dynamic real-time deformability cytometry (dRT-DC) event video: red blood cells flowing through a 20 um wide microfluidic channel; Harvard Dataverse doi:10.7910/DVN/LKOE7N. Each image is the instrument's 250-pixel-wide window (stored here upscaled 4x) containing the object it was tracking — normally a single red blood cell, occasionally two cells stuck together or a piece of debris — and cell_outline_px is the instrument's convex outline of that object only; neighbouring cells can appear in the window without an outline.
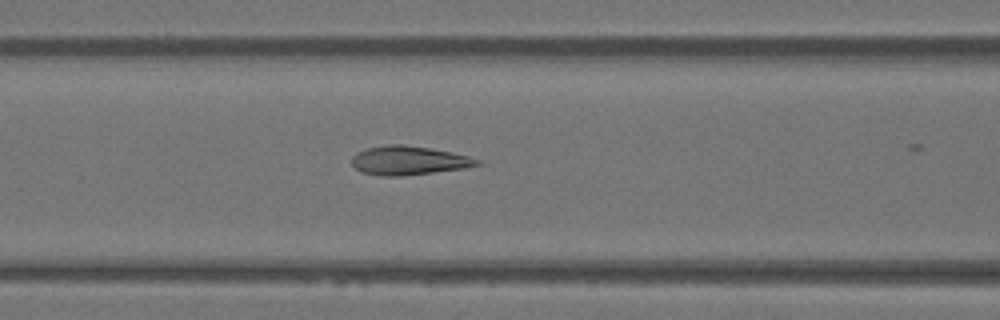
{"species": "Egyptian fruit bat (a non-hibernating species)", "species_latin": "Rousettus aegyptiacus", "temperature_condition": "warm", "stored_images_in_passage": 32, "camera_frame_rate_fps": 3000, "um_per_image_px": 0.085, "animal": {"sex": "female"}, "frame": {"image": 1, "passage_image": 16, "time_ms": 5.0, "image_size_px": [1000, 320], "cell_outline_px": [[484, 164], [468, 168], [400, 176], [380, 176], [360, 172], [352, 164], [352, 156], [356, 152], [368, 148], [384, 144], [400, 144], [428, 148], [452, 152], [468, 156], [480, 160]], "centroid_in_image_um": [34.75, 13.64], "position_along_channel_um": 131.8, "area_um2": 21.27}}
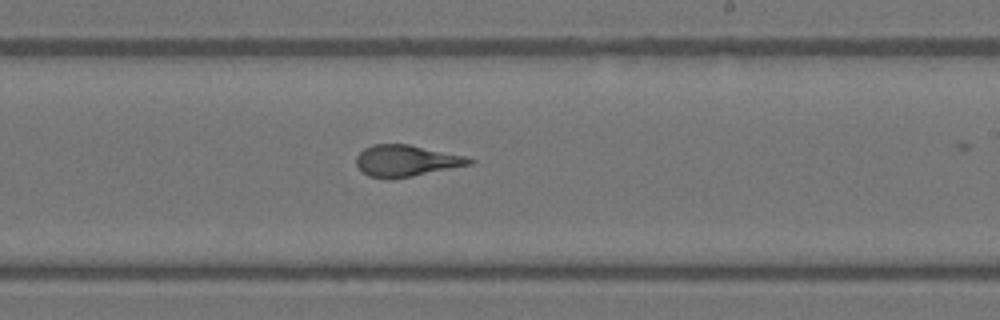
{"frame": {"image": 2, "passage_image": 25, "time_ms": 8.0, "image_size_px": [1000, 320], "cell_outline_px": [[476, 160], [472, 164], [412, 176], [388, 180], [368, 176], [356, 164], [356, 156], [364, 148], [372, 144], [408, 144], [464, 156]], "centroid_in_image_um": [34.49, 13.67], "position_along_channel_um": 254.5, "area_um2": 20.63}}
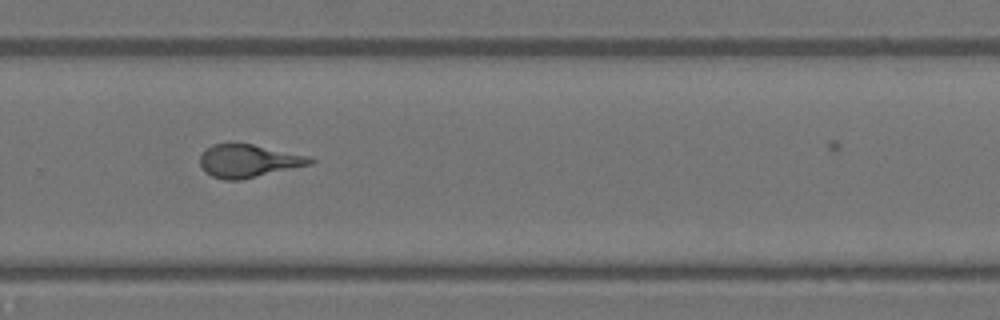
{"frame": {"image": 3, "passage_image": 29, "time_ms": 9.333, "image_size_px": [1000, 320], "cell_outline_px": [[316, 160], [312, 164], [240, 180], [224, 180], [212, 176], [204, 172], [200, 164], [200, 156], [212, 144], [252, 144], [308, 156]], "centroid_in_image_um": [21.11, 13.69], "position_along_channel_um": 308.7, "area_um2": 20.87}}